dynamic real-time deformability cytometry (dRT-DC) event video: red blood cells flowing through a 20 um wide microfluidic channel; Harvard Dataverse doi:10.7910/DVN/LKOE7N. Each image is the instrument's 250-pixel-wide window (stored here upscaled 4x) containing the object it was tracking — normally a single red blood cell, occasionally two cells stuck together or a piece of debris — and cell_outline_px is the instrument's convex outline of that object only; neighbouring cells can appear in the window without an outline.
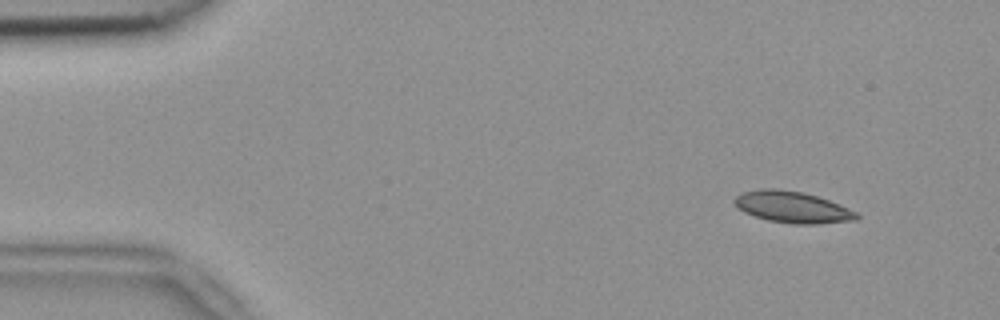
{"species": "common noctule bat (a hibernating species)", "species_latin": "Nyctalus noctula", "temperature_condition": "room temperature", "stored_images_in_passage": 31, "camera_frame_rate_fps": 3000, "um_per_image_px": 0.085, "animal": {"sex": "female", "body_mass_g": 18.4}, "frame": {"image": 1, "passage_image": 4, "time_ms": 1.0, "image_size_px": [1000, 320], "cell_outline_px": [[860, 216], [856, 220], [820, 224], [792, 224], [768, 220], [744, 212], [732, 200], [740, 192], [760, 188], [776, 188], [804, 192], [828, 200], [848, 208], [856, 212]], "centroid_in_image_um": [67.34, 17.6], "position_along_channel_um": 17.7, "area_um2": 22.43}}
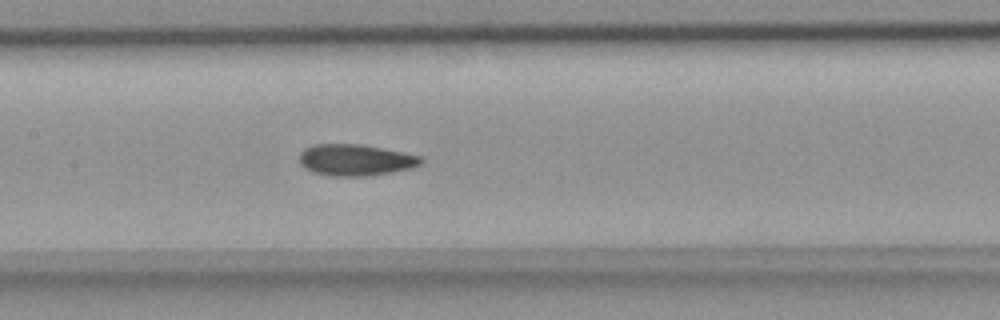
{"frame": {"image": 2, "passage_image": 24, "time_ms": 7.667, "image_size_px": [1000, 320], "cell_outline_px": [[424, 160], [420, 164], [412, 168], [392, 172], [364, 176], [332, 176], [312, 172], [304, 168], [300, 164], [300, 152], [304, 148], [312, 144], [360, 144], [404, 152], [420, 156]], "centroid_in_image_um": [30.19, 13.59], "position_along_channel_um": 177.2, "area_um2": 22.37}}
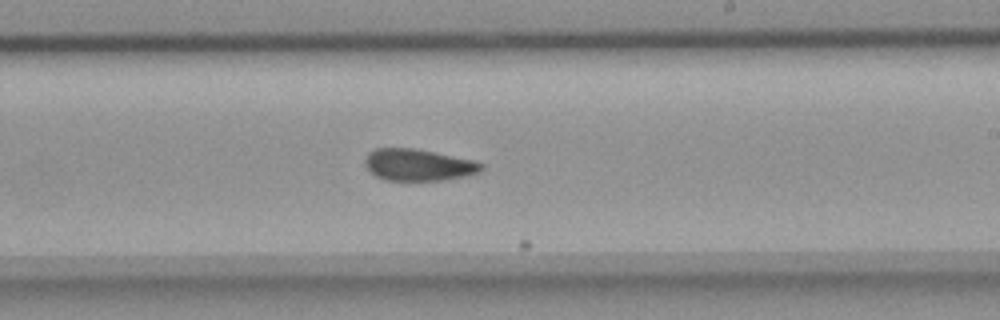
{"frame": {"image": 3, "passage_image": 30, "time_ms": 9.667, "image_size_px": [1000, 320], "cell_outline_px": [[484, 168], [480, 172], [464, 176], [444, 180], [384, 180], [376, 176], [364, 164], [364, 160], [368, 152], [376, 148], [412, 148], [476, 160], [484, 164]], "centroid_in_image_um": [35.57, 14.01], "position_along_channel_um": 253.4, "area_um2": 21.56}}